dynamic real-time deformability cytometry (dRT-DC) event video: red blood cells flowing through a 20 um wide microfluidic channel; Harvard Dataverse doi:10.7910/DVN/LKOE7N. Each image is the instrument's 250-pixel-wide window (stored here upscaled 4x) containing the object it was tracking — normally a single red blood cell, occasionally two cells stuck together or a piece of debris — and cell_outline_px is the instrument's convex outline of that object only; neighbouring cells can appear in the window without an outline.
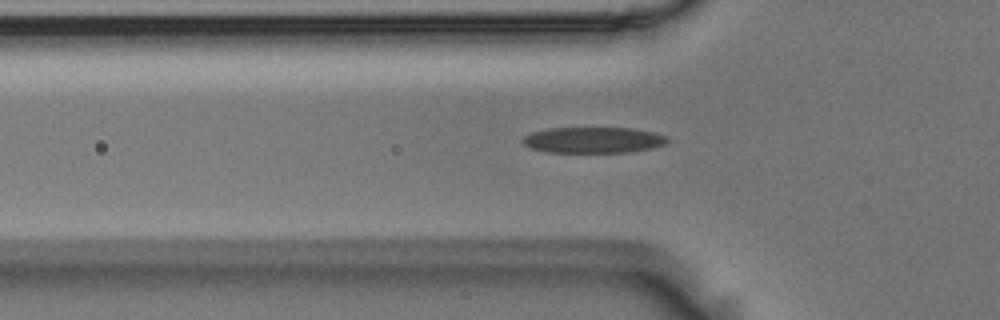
{"species": "Egyptian fruit bat (a non-hibernating species)", "species_latin": "Rousettus aegyptiacus", "temperature_condition": "room temperature", "stored_images_in_passage": 40, "camera_frame_rate_fps": 3000, "um_per_image_px": 0.085, "animal": {"sex": "male"}, "frame": {"image": 1, "passage_image": 6, "time_ms": 1.667, "image_size_px": [1000, 320], "cell_outline_px": [[668, 140], [664, 144], [652, 148], [632, 152], [548, 152], [532, 148], [524, 144], [520, 140], [524, 136], [532, 132], [548, 128], [632, 128], [652, 132], [664, 136]], "centroid_in_image_um": [50.39, 11.9], "position_along_channel_um": 75.4, "area_um2": 21.73}}
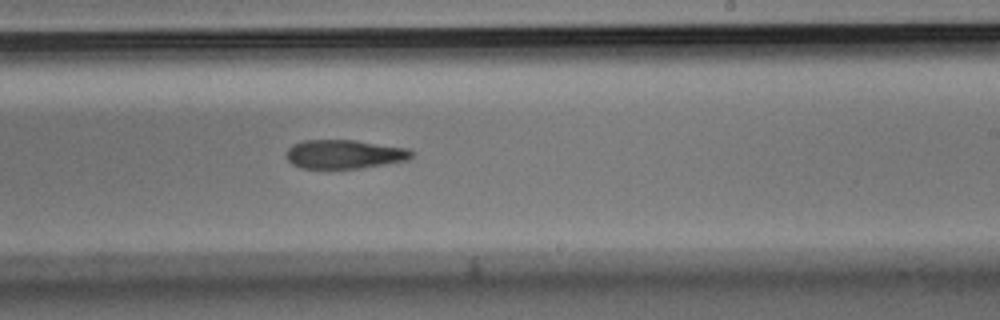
{"frame": {"image": 2, "passage_image": 21, "time_ms": 6.667, "image_size_px": [1000, 320], "cell_outline_px": [[416, 152], [408, 160], [360, 168], [300, 168], [292, 164], [284, 156], [288, 148], [292, 144], [304, 140], [356, 140], [408, 148]], "centroid_in_image_um": [29.27, 13.1], "position_along_channel_um": 259.7, "area_um2": 21.27}}
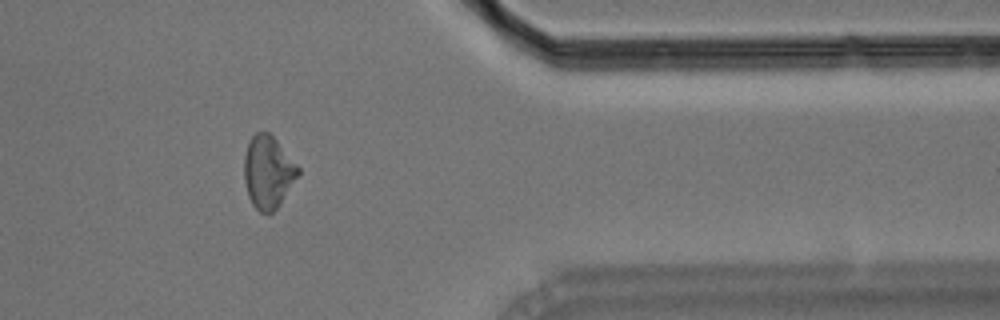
{"frame": {"image": 3, "passage_image": 33, "time_ms": 10.667, "image_size_px": [1000, 320], "cell_outline_px": [[300, 172], [276, 208], [272, 212], [260, 212], [252, 204], [248, 196], [244, 180], [244, 156], [248, 140], [256, 132], [268, 132], [276, 140], [300, 168]], "centroid_in_image_um": [22.75, 14.6], "position_along_channel_um": 388.6, "area_um2": 22.48}}